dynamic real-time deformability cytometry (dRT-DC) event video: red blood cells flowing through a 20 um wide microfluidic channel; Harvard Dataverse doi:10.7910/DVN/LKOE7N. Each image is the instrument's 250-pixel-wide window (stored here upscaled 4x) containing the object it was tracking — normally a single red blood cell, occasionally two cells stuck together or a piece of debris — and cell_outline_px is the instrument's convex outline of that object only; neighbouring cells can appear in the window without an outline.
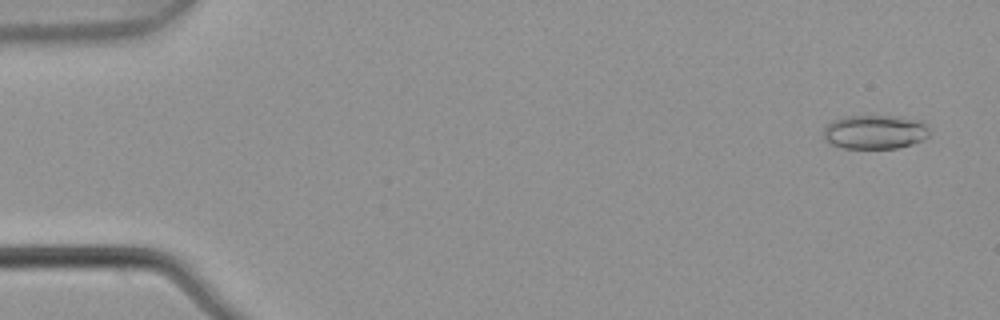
{"species": "common noctule bat (a hibernating species)", "species_latin": "Nyctalus noctula", "temperature_condition": "warm", "stored_images_in_passage": 7, "camera_frame_rate_fps": 3000, "um_per_image_px": 0.085, "animal": {"sex": "male", "body_mass_g": 21.5, "forearm_length_mm": 52.0}, "frame": {"image": 1, "passage_image": 1, "time_ms": 0.0, "image_size_px": [1000, 320], "cell_outline_px": [[928, 136], [924, 140], [912, 144], [896, 148], [844, 148], [828, 144], [824, 140], [824, 128], [832, 120], [844, 116], [900, 116], [924, 120], [928, 124]], "centroid_in_image_um": [74.39, 11.21], "position_along_channel_um": 10.6, "area_um2": 21.44}}
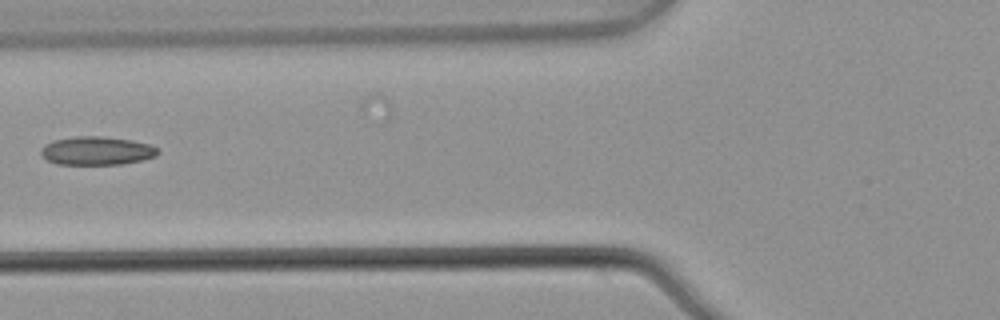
{"frame": {"image": 2, "passage_image": 6, "time_ms": 1.667, "image_size_px": [1000, 320], "cell_outline_px": [[160, 152], [156, 156], [140, 160], [120, 164], [56, 164], [48, 160], [40, 152], [40, 148], [44, 144], [52, 140], [76, 136], [100, 136], [132, 140], [148, 144], [156, 148]], "centroid_in_image_um": [8.19, 12.8], "position_along_channel_um": 117.6, "area_um2": 19.31}}
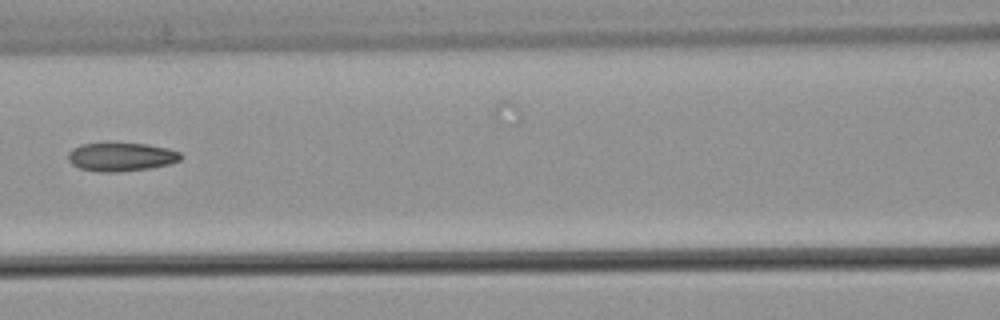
{"frame": {"image": 3, "passage_image": 7, "time_ms": 2.0, "image_size_px": [1000, 320], "cell_outline_px": [[184, 156], [180, 160], [168, 164], [148, 168], [116, 172], [96, 172], [80, 168], [72, 164], [68, 160], [68, 152], [72, 148], [80, 144], [148, 144], [168, 148], [180, 152]], "centroid_in_image_um": [10.29, 13.34], "position_along_channel_um": 156.3, "area_um2": 18.61}}